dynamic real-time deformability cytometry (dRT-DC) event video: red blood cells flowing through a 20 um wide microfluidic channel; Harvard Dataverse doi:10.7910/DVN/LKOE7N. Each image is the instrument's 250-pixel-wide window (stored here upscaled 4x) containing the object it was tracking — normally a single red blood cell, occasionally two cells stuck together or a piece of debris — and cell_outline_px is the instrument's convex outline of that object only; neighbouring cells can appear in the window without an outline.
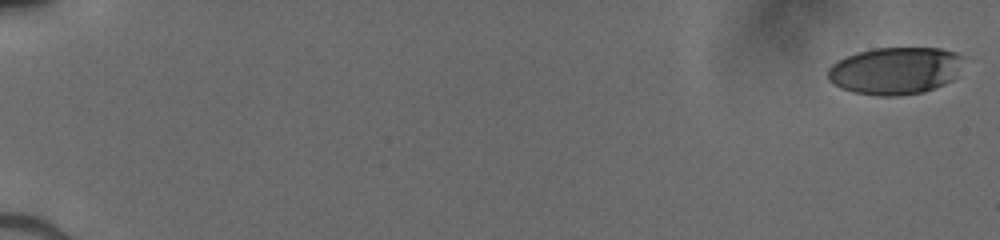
{"species": "human", "species_latin": "Homo sapiens", "temperature_condition": "cold", "stored_images_in_passage": 52, "camera_frame_rate_fps": 3000, "um_per_image_px": 0.085, "donor": {"sex": "male"}, "frame": {"image": 1, "passage_image": 1, "time_ms": 0.0, "image_size_px": [1000, 240], "cell_outline_px": [[964, 56], [952, 80], [944, 84], [924, 92], [900, 96], [880, 96], [852, 92], [840, 88], [832, 84], [828, 80], [828, 68], [832, 64], [848, 56], [872, 48], [940, 48], [956, 52]], "centroid_in_image_um": [76.07, 6.02], "position_along_channel_um": 8.9, "area_um2": 37.34}}
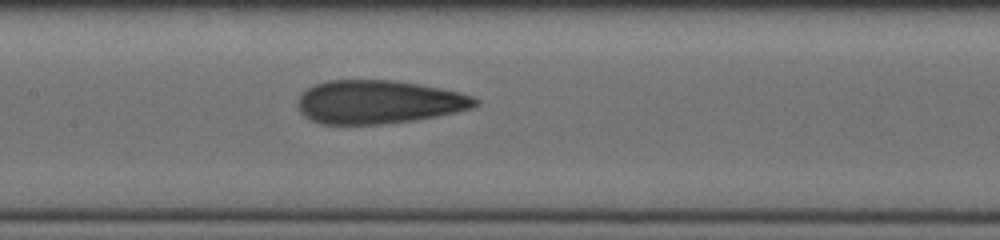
{"frame": {"image": 2, "passage_image": 28, "time_ms": 9.0, "image_size_px": [1000, 240], "cell_outline_px": [[480, 100], [472, 108], [456, 112], [416, 120], [380, 124], [320, 124], [304, 116], [300, 112], [296, 100], [300, 92], [316, 84], [328, 80], [396, 80], [420, 84], [460, 92], [472, 96]], "centroid_in_image_um": [32.15, 8.66], "position_along_channel_um": 175.2, "area_um2": 45.14}}
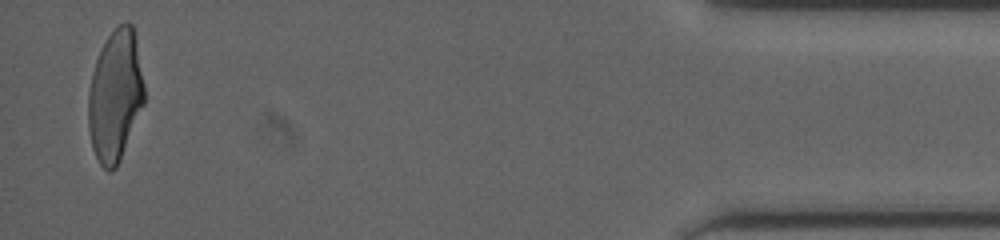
{"frame": {"image": 3, "passage_image": 51, "time_ms": 16.667, "image_size_px": [1000, 240], "cell_outline_px": [[144, 104], [120, 160], [116, 168], [108, 172], [100, 164], [92, 148], [88, 128], [88, 92], [92, 72], [96, 60], [108, 36], [120, 24], [128, 20], [132, 24], [136, 40], [144, 84]], "centroid_in_image_um": [9.79, 8.16], "position_along_channel_um": 425.4, "area_um2": 42.71}}